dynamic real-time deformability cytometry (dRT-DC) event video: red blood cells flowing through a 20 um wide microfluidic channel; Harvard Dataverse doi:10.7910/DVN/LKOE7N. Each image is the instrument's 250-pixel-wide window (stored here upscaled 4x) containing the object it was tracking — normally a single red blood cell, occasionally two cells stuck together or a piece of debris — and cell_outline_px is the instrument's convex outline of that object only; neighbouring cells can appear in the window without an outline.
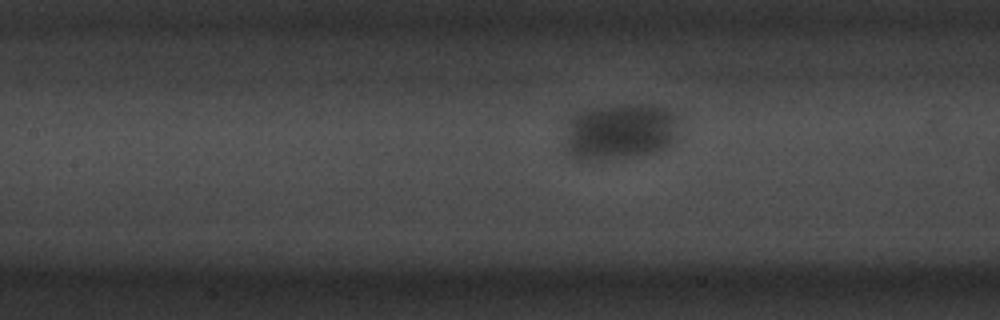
{"species": "common noctule bat (a hibernating species)", "species_latin": "Nyctalus noctula", "temperature_condition": "warm", "stored_images_in_passage": 9, "segment_of_instrument_passage": [2, 2], "camera_frame_rate_fps": 3000, "um_per_image_px": 0.085, "animal": {"sex": "male", "body_mass_g": 20.1, "forearm_length_mm": 53.5}, "frame": {"image": 1, "passage_image": 8, "time_ms": 2.333, "image_size_px": [1000, 320], "cell_outline_px": [[324, 256], [312, 260], [208, 260], [196, 256], [204, 248], [316, 248]], "centroid_in_image_um": [22.1, 21.59], "position_along_channel_um": 185.3, "area_um2": 10.29}}